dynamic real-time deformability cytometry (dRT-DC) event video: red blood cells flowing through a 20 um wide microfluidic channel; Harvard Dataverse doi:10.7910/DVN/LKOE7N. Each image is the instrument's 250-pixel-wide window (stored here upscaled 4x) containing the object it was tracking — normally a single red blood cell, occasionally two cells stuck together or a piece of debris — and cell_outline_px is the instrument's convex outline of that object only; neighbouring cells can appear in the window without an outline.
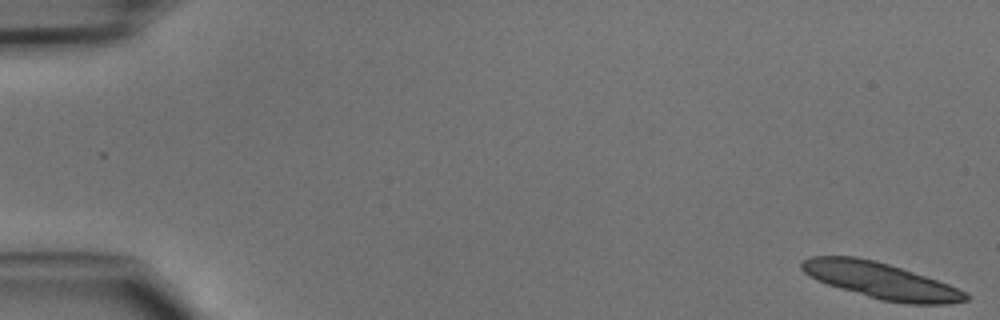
{"species": "common noctule bat (a hibernating species)", "species_latin": "Nyctalus noctula", "temperature_condition": "cold", "stored_images_in_passage": 48, "segment_of_instrument_passage": [1, 2], "camera_frame_rate_fps": 3000, "um_per_image_px": 0.085, "animal": {"sex": "male", "body_mass_g": 15.6}, "frame": {"image": 1, "passage_image": 1, "time_ms": 0.0, "image_size_px": [1000, 320], "cell_outline_px": [[972, 296], [968, 300], [948, 304], [908, 304], [884, 300], [868, 296], [840, 288], [816, 280], [804, 272], [800, 268], [800, 264], [804, 260], [812, 256], [856, 256], [888, 264], [948, 284]], "centroid_in_image_um": [74.86, 23.85], "position_along_channel_um": 10.1, "area_um2": 33.93}}